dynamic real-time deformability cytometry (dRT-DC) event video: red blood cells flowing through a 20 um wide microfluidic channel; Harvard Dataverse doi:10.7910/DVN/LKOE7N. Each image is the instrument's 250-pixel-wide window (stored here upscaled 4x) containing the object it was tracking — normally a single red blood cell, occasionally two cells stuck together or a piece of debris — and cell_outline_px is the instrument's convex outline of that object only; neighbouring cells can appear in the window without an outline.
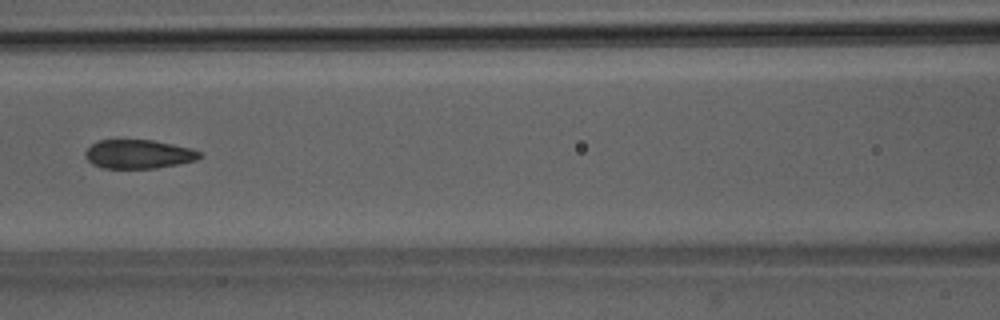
{"species": "Egyptian fruit bat (a non-hibernating species)", "species_latin": "Rousettus aegyptiacus", "temperature_condition": "room temperature", "stored_images_in_passage": 5, "camera_frame_rate_fps": 3000, "um_per_image_px": 0.085, "animal": {"sex": "male"}, "frame": {"image": 1, "passage_image": 5, "time_ms": 4.333, "image_size_px": [1000, 320], "cell_outline_px": [[204, 156], [196, 160], [180, 164], [156, 168], [100, 168], [92, 164], [84, 156], [84, 152], [96, 140], [152, 140], [192, 148], [200, 152]], "centroid_in_image_um": [11.78, 13.1], "position_along_channel_um": 154.8, "area_um2": 19.42}}